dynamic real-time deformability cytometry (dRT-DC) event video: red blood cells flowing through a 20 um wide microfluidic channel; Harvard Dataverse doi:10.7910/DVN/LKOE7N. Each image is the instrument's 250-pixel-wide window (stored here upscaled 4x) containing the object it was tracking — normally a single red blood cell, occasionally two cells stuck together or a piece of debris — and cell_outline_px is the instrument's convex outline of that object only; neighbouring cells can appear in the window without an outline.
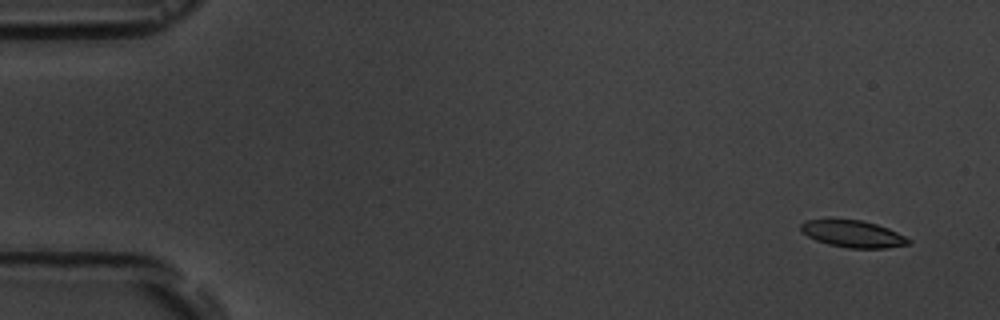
{"species": "common noctule bat (a hibernating species)", "species_latin": "Nyctalus noctula", "temperature_condition": "room temperature", "stored_images_in_passage": 6, "camera_frame_rate_fps": 3000, "um_per_image_px": 0.085, "animal": {"sex": "male", "body_mass_g": 19.5, "forearm_length_mm": 54.6}, "frame": {"image": 1, "passage_image": 1, "time_ms": 0.0, "image_size_px": [1000, 320], "cell_outline_px": [[912, 244], [888, 248], [848, 248], [828, 244], [816, 240], [800, 232], [800, 224], [808, 220], [864, 220], [888, 228], [912, 240]], "centroid_in_image_um": [72.53, 19.89], "position_along_channel_um": 12.5, "area_um2": 16.88}}